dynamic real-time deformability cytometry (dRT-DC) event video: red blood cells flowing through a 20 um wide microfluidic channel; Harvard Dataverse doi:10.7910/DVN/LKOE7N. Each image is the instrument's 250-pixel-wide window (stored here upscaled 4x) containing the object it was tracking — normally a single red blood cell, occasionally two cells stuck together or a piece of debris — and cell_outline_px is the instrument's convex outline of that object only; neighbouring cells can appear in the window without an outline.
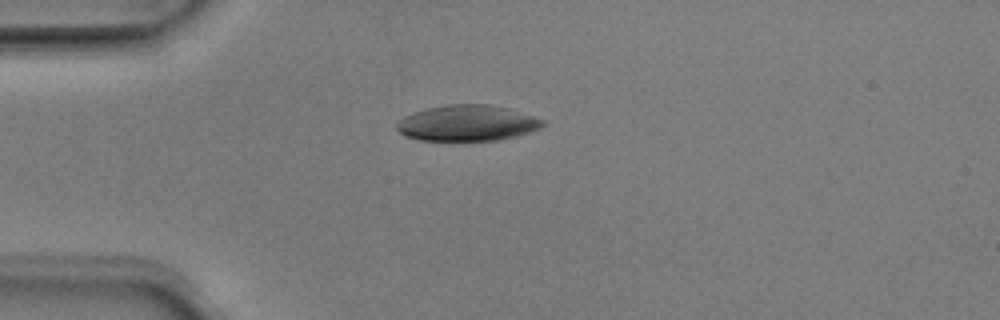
{"species": "Egyptian fruit bat (a non-hibernating species)", "species_latin": "Rousettus aegyptiacus", "temperature_condition": "room temperature", "stored_images_in_passage": 3, "camera_frame_rate_fps": 3000, "um_per_image_px": 0.085, "animal": {"sex": "male"}, "frame": {"image": 1, "passage_image": 3, "time_ms": 0.667, "image_size_px": [1000, 320], "cell_outline_px": [[544, 124], [540, 128], [516, 136], [496, 140], [416, 140], [404, 136], [396, 128], [396, 124], [404, 116], [412, 112], [428, 108], [448, 104], [488, 104], [508, 108], [544, 120]], "centroid_in_image_um": [39.68, 10.46], "position_along_channel_um": 45.3, "area_um2": 30.4}}